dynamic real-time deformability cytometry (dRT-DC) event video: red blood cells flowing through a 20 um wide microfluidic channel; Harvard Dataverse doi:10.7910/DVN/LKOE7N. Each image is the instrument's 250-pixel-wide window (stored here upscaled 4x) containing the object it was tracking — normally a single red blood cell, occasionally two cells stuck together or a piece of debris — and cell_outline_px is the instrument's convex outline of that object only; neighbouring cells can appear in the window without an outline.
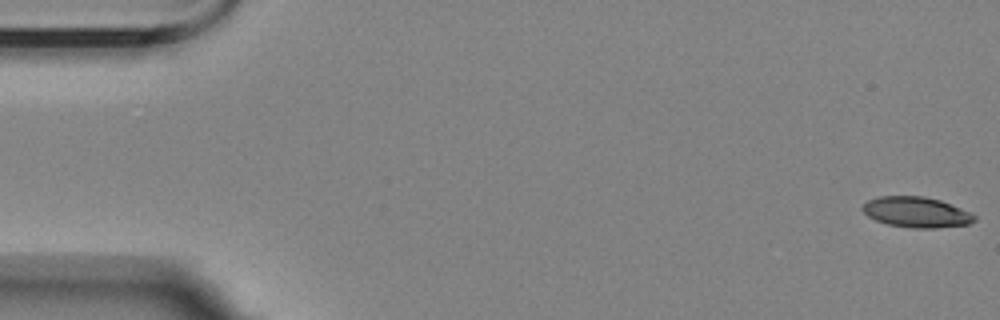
{"species": "Egyptian fruit bat (a non-hibernating species)", "species_latin": "Rousettus aegyptiacus", "temperature_condition": "room temperature", "stored_images_in_passage": 7, "camera_frame_rate_fps": 3000, "um_per_image_px": 0.085, "animal": {"sex": "female"}, "frame": {"image": 1, "passage_image": 1, "time_ms": 0.0, "image_size_px": [1000, 320], "cell_outline_px": [[976, 220], [968, 224], [936, 228], [908, 228], [888, 224], [876, 220], [868, 216], [860, 208], [868, 200], [880, 196], [924, 196], [940, 200], [972, 212], [976, 216]], "centroid_in_image_um": [77.91, 18.03], "position_along_channel_um": 7.1, "area_um2": 20.0}}
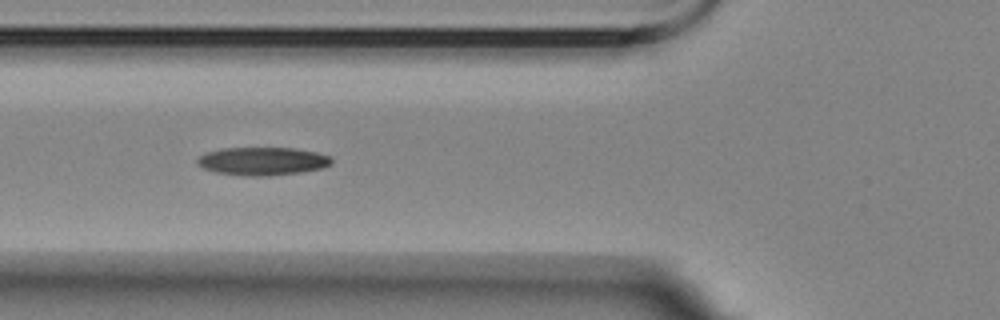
{"frame": {"image": 2, "passage_image": 6, "time_ms": 6.667, "image_size_px": [1000, 320], "cell_outline_px": [[332, 164], [324, 168], [300, 172], [268, 176], [248, 176], [216, 172], [204, 168], [196, 164], [196, 160], [200, 156], [208, 152], [224, 148], [292, 148], [316, 152], [332, 156]], "centroid_in_image_um": [22.35, 13.7], "position_along_channel_um": 103.4, "area_um2": 21.96}}
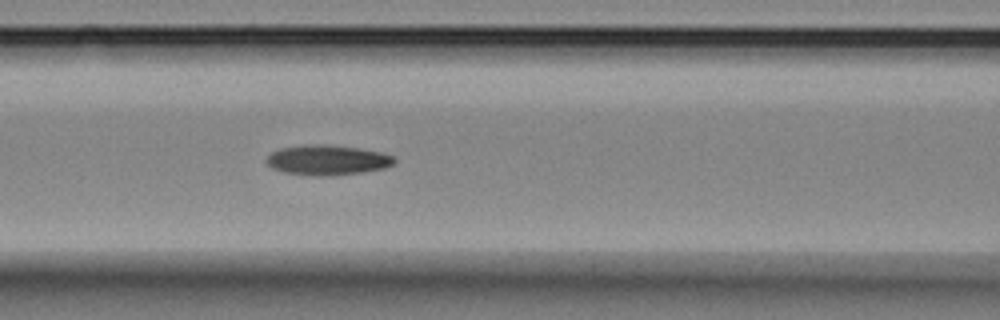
{"frame": {"image": 3, "passage_image": 7, "time_ms": 7.667, "image_size_px": [1000, 320], "cell_outline_px": [[396, 160], [392, 164], [384, 168], [360, 172], [332, 176], [312, 176], [284, 172], [272, 168], [264, 160], [272, 152], [280, 148], [360, 148], [380, 152], [392, 156]], "centroid_in_image_um": [27.84, 13.68], "position_along_channel_um": 138.8, "area_um2": 20.98}}